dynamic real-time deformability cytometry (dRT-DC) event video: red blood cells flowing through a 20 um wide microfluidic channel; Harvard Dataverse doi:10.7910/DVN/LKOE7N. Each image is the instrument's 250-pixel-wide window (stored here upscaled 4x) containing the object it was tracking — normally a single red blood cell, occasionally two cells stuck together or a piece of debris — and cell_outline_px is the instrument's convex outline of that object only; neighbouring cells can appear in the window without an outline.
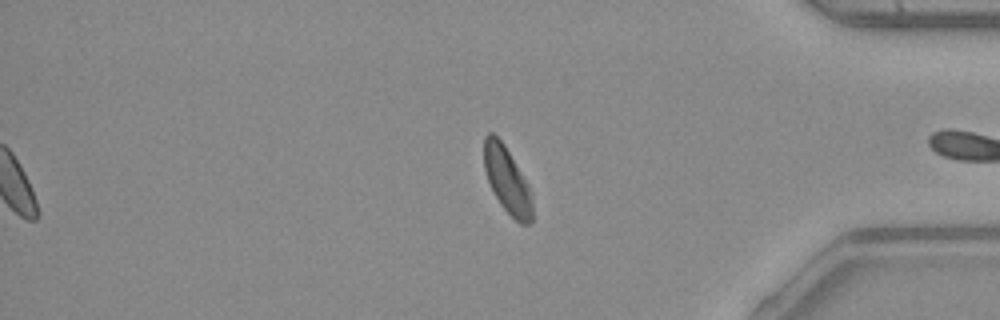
{"species": "common noctule bat (a hibernating species)", "species_latin": "Nyctalus noctula", "temperature_condition": "warm", "stored_images_in_passage": 53, "segment_of_instrument_passage": [2, 2], "camera_frame_rate_fps": 3000, "um_per_image_px": 0.085, "animal": {"sex": "male", "body_mass_g": 23.1, "forearm_length_mm": 52.7}, "frame": {"image": 1, "passage_image": 53, "time_ms": 17.333, "image_size_px": [1000, 320], "cell_outline_px": [[532, 224], [520, 224], [500, 204], [488, 180], [484, 168], [484, 136], [488, 132], [492, 132], [504, 144], [528, 184], [532, 192]], "centroid_in_image_um": [43.12, 15.31], "position_along_channel_um": 392.1, "area_um2": 18.5}}